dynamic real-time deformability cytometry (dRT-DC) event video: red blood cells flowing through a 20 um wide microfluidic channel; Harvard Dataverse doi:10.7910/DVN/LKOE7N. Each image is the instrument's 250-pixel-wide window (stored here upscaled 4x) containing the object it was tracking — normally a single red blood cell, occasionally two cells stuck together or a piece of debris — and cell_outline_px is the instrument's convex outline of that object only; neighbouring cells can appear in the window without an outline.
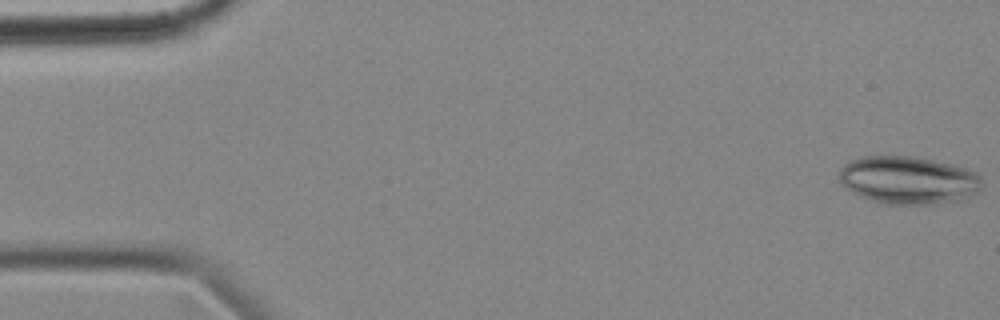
{"species": "common noctule bat (a hibernating species)", "species_latin": "Nyctalus noctula", "temperature_condition": "cold", "stored_images_in_passage": 56, "camera_frame_rate_fps": 3000, "um_per_image_px": 0.085, "animal": {"sex": "female", "body_mass_g": 18.4}, "frame": {"image": 1, "passage_image": 1, "time_ms": 0.0, "image_size_px": [1000, 320], "cell_outline_px": [[984, 184], [976, 192], [964, 200], [936, 204], [880, 204], [856, 196], [844, 188], [840, 184], [840, 168], [844, 164], [860, 156], [912, 156], [952, 164], [968, 168], [976, 172], [984, 180]], "centroid_in_image_um": [77.2, 15.33], "position_along_channel_um": 7.8, "area_um2": 40.63}}
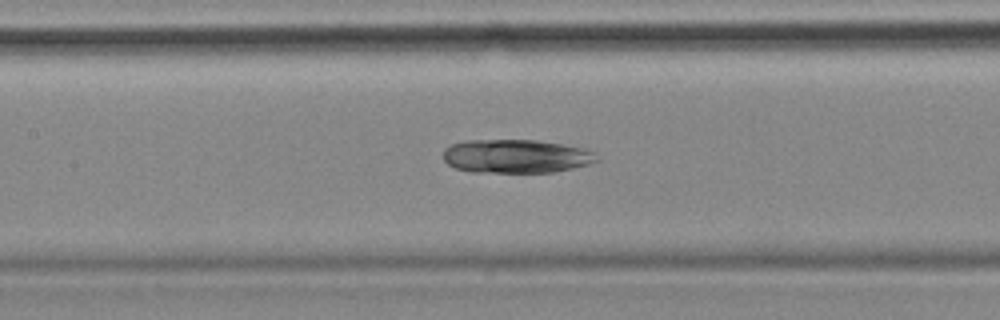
{"frame": {"image": 2, "passage_image": 25, "time_ms": 8.0, "image_size_px": [1000, 320], "cell_outline_px": [[600, 160], [588, 164], [572, 168], [552, 172], [472, 172], [456, 168], [448, 164], [444, 160], [444, 148], [452, 144], [468, 140], [536, 140], [584, 148], [596, 152]], "centroid_in_image_um": [43.88, 13.28], "position_along_channel_um": 163.5, "area_um2": 30.06}}
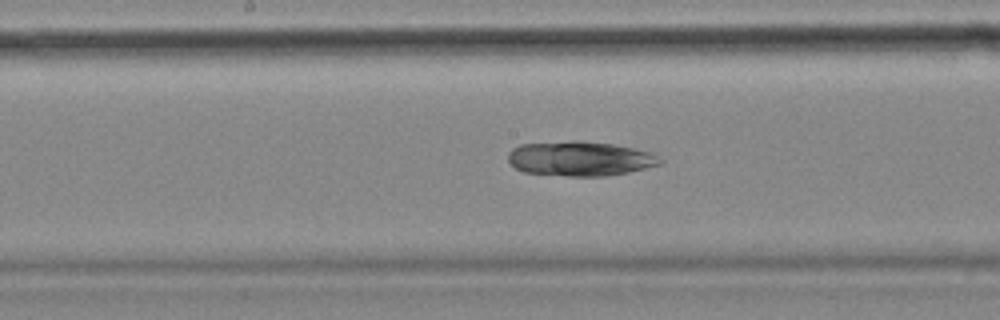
{"frame": {"image": 3, "passage_image": 28, "time_ms": 9.0, "image_size_px": [1000, 320], "cell_outline_px": [[664, 160], [660, 164], [628, 172], [604, 176], [568, 176], [524, 172], [516, 168], [508, 160], [508, 152], [512, 148], [520, 144], [572, 140], [576, 140], [612, 144], [632, 148], [648, 152]], "centroid_in_image_um": [49.25, 13.48], "position_along_channel_um": 198.9, "area_um2": 30.52}}